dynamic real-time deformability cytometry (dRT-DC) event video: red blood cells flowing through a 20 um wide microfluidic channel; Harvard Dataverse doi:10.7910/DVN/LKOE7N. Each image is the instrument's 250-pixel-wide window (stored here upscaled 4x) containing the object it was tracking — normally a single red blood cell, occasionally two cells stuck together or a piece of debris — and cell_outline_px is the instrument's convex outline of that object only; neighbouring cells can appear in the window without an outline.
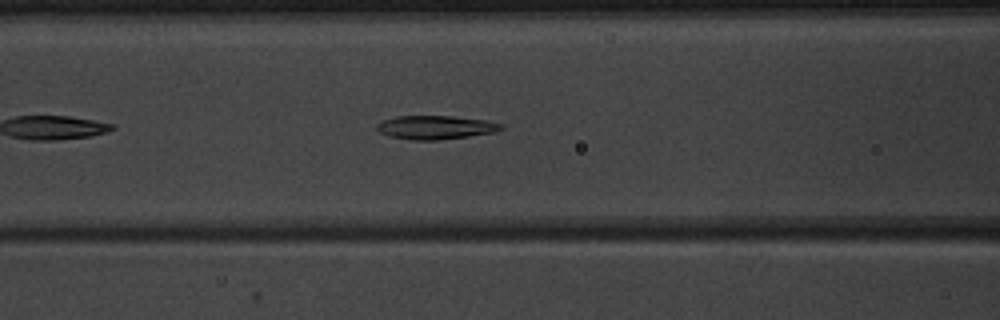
{"species": "common noctule bat (a hibernating species)", "species_latin": "Nyctalus noctula", "temperature_condition": "warm", "stored_images_in_passage": 38, "segment_of_instrument_passage": [1, 2], "camera_frame_rate_fps": 3000, "um_per_image_px": 0.085, "animal": {"sex": "male", "body_mass_g": 20.1, "forearm_length_mm": 53.5}, "frame": {"image": 1, "passage_image": 8, "time_ms": 2.333, "image_size_px": [1000, 320], "cell_outline_px": [[504, 128], [496, 132], [440, 140], [412, 140], [388, 136], [380, 132], [376, 128], [376, 124], [384, 120], [396, 116], [452, 116], [488, 120], [504, 124]], "centroid_in_image_um": [37.05, 10.82], "position_along_channel_um": 129.5, "area_um2": 17.28}}
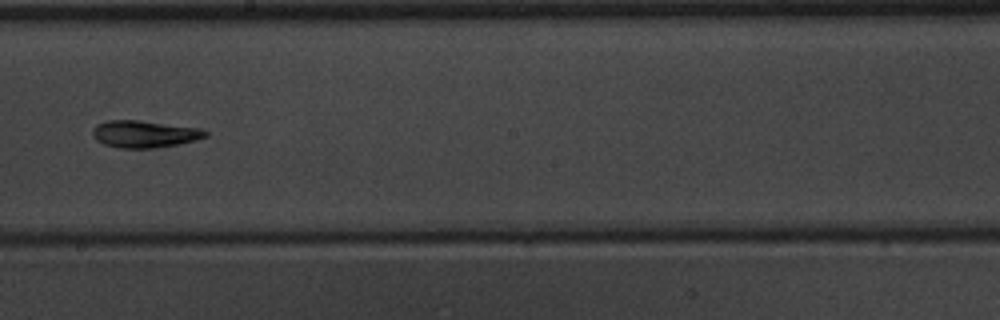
{"frame": {"image": 2, "passage_image": 16, "time_ms": 5.0, "image_size_px": [1000, 320], "cell_outline_px": [[208, 136], [196, 140], [180, 144], [152, 148], [120, 148], [104, 144], [96, 140], [92, 132], [96, 124], [108, 120], [136, 120], [200, 128], [208, 132]], "centroid_in_image_um": [12.29, 11.39], "position_along_channel_um": 235.9, "area_um2": 17.74}}
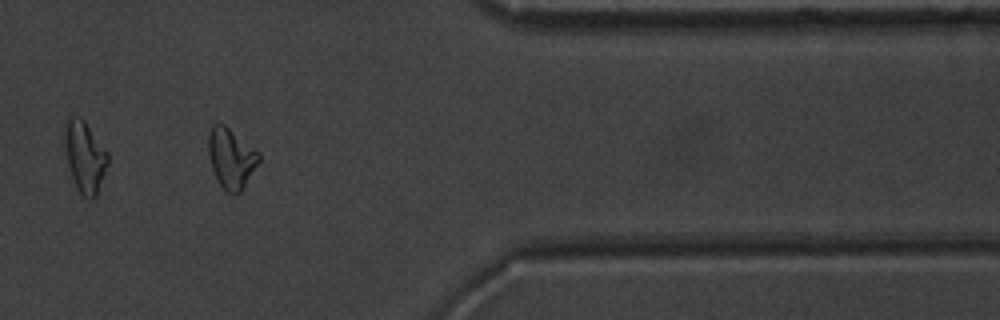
{"frame": {"image": 3, "passage_image": 29, "time_ms": 9.333, "image_size_px": [1000, 320], "cell_outline_px": [[260, 160], [244, 188], [240, 192], [228, 192], [220, 184], [212, 168], [208, 152], [208, 136], [212, 124], [216, 120], [224, 124], [260, 152]], "centroid_in_image_um": [19.65, 13.39], "position_along_channel_um": 391.7, "area_um2": 17.69}}